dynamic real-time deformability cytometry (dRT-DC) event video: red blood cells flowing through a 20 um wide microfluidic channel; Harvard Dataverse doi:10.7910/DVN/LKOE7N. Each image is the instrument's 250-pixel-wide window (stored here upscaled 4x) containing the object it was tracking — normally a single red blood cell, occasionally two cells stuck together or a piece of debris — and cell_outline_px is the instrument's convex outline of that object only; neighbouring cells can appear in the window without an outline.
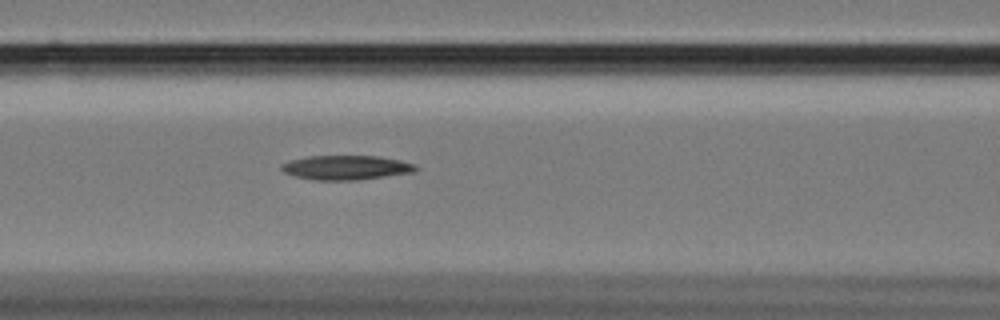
{"species": "Egyptian fruit bat (a non-hibernating species)", "species_latin": "Rousettus aegyptiacus", "temperature_condition": "cold", "stored_images_in_passage": 51, "camera_frame_rate_fps": 3000, "um_per_image_px": 0.085, "animal": {"sex": "female"}, "frame": {"image": 1, "passage_image": 17, "time_ms": 5.333, "image_size_px": [1000, 320], "cell_outline_px": [[420, 168], [416, 172], [360, 180], [312, 180], [296, 176], [284, 172], [280, 168], [280, 164], [292, 160], [308, 156], [376, 156], [400, 160], [416, 164]], "centroid_in_image_um": [29.47, 14.25], "position_along_channel_um": 137.1, "area_um2": 19.25}}
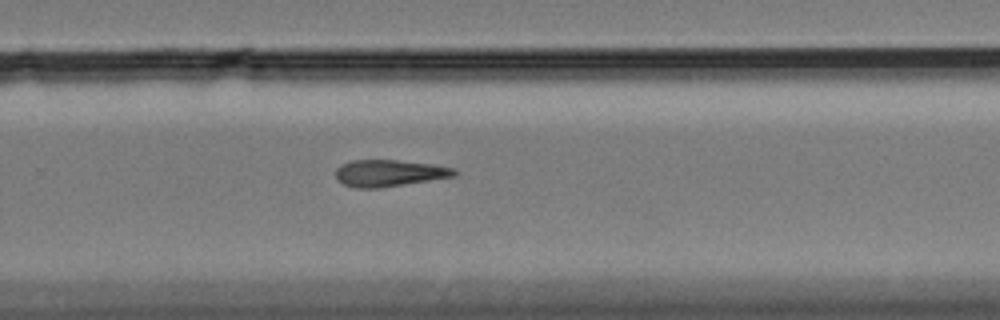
{"frame": {"image": 2, "passage_image": 31, "time_ms": 10.0, "image_size_px": [1000, 320], "cell_outline_px": [[460, 172], [456, 176], [380, 188], [356, 188], [344, 184], [336, 180], [336, 168], [340, 164], [352, 160], [396, 160], [432, 164], [456, 168]], "centroid_in_image_um": [33.1, 14.71], "position_along_channel_um": 296.7, "area_um2": 18.67}}
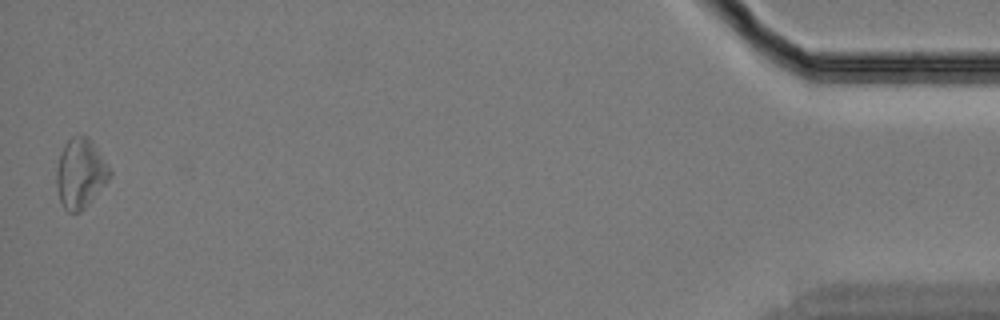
{"frame": {"image": 3, "passage_image": 50, "time_ms": 16.333, "image_size_px": [1000, 320], "cell_outline_px": [[112, 176], [88, 204], [80, 212], [68, 212], [64, 208], [60, 200], [56, 184], [56, 168], [60, 152], [64, 144], [72, 136], [88, 136], [92, 140], [108, 164], [112, 172]], "centroid_in_image_um": [6.84, 14.71], "position_along_channel_um": 428.4, "area_um2": 21.73}}